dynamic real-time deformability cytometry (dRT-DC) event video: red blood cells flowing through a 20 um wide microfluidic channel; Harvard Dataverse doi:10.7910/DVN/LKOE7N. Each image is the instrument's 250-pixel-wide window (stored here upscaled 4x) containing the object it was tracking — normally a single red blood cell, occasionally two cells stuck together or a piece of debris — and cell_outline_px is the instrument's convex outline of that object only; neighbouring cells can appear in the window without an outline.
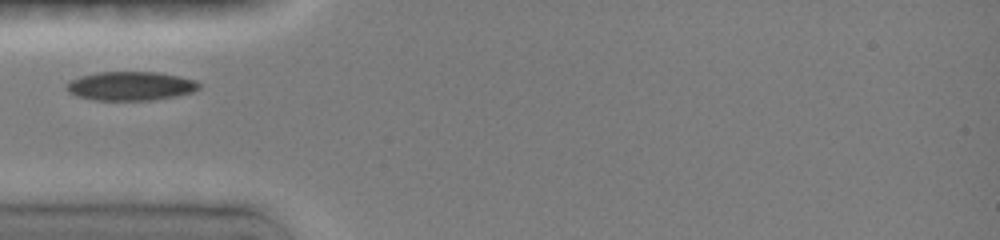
{"species": "common noctule bat (a hibernating species)", "species_latin": "Nyctalus noctula", "temperature_condition": "room temperature", "stored_images_in_passage": 7, "camera_frame_rate_fps": 3000, "um_per_image_px": 0.085, "animal": {"sex": "female", "body_mass_g": 19.0, "forearm_length_mm": 51.5}, "frame": {"image": 1, "passage_image": 1, "time_ms": 0.0, "image_size_px": [1000, 240], "cell_outline_px": [[200, 88], [192, 92], [176, 96], [152, 100], [96, 100], [76, 96], [68, 92], [68, 84], [72, 80], [80, 76], [96, 72], [156, 72], [176, 76], [192, 80], [200, 84]], "centroid_in_image_um": [11.09, 7.31], "position_along_channel_um": 73.9, "area_um2": 22.02}}